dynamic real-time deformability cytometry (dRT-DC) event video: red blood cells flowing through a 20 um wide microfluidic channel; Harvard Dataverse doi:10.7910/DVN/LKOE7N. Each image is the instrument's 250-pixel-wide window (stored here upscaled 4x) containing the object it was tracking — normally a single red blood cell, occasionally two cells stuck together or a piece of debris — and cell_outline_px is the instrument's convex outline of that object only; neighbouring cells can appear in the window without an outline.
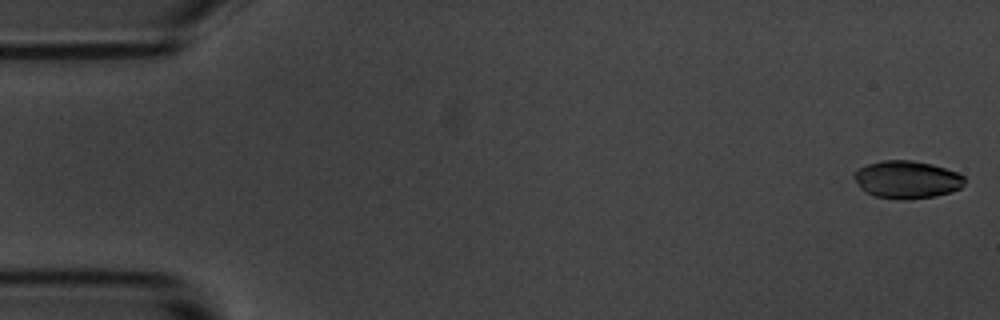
{"species": "common noctule bat (a hibernating species)", "species_latin": "Nyctalus noctula", "temperature_condition": "room temperature", "stored_images_in_passage": 56, "camera_frame_rate_fps": 3000, "um_per_image_px": 0.085, "animal": {"sex": "male", "body_mass_g": 20.1, "forearm_length_mm": 53.5}, "frame": {"image": 1, "passage_image": 1, "time_ms": 0.0, "image_size_px": [1000, 320], "cell_outline_px": [[964, 184], [960, 188], [952, 192], [936, 196], [904, 200], [876, 196], [864, 192], [860, 188], [852, 176], [852, 172], [868, 164], [880, 160], [912, 160], [932, 164], [956, 172], [964, 176]], "centroid_in_image_um": [77.06, 15.26], "position_along_channel_um": 7.9, "area_um2": 24.39}}
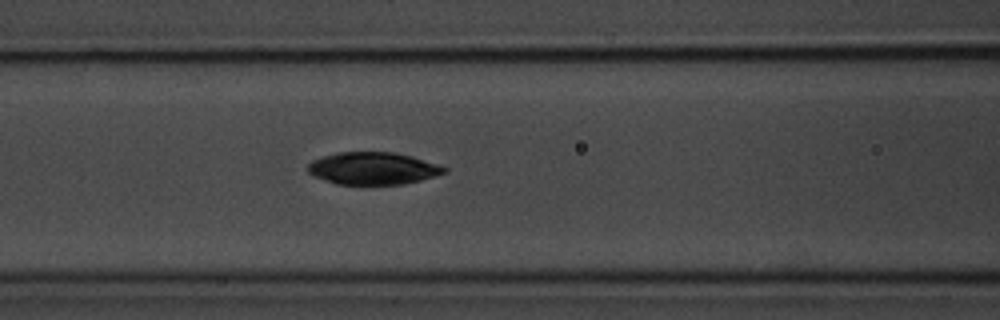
{"frame": {"image": 2, "passage_image": 23, "time_ms": 7.333, "image_size_px": [1000, 320], "cell_outline_px": [[448, 172], [436, 176], [404, 184], [336, 184], [312, 176], [308, 172], [308, 164], [312, 160], [324, 156], [340, 152], [396, 152], [412, 156], [448, 168]], "centroid_in_image_um": [31.71, 14.31], "position_along_channel_um": 134.9, "area_um2": 25.72}}
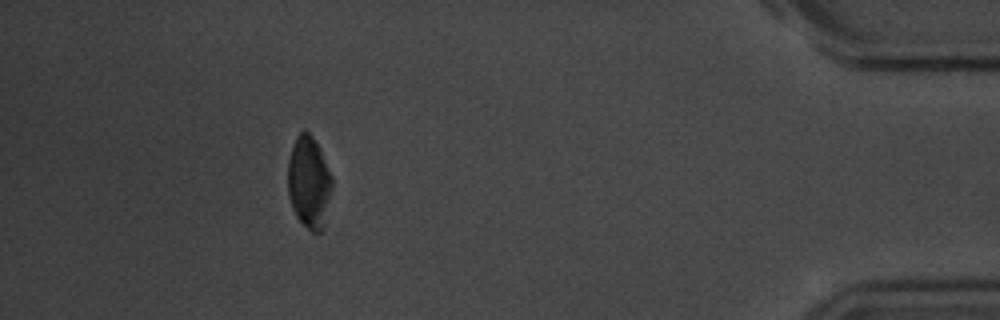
{"frame": {"image": 3, "passage_image": 51, "time_ms": 16.667, "image_size_px": [1000, 320], "cell_outline_px": [[332, 184], [324, 228], [320, 232], [312, 232], [296, 216], [292, 208], [288, 196], [288, 160], [296, 136], [304, 128], [312, 136], [332, 176]], "centroid_in_image_um": [26.25, 15.51], "position_along_channel_um": 409.0, "area_um2": 23.47}, "authors_computed_cell_mechanics": {"area_um2": 25.6343, "velocity_mm_per_s": 3.5328, "shape_relaxation_time_tau1_ms": 2.5068, "shape_relaxation_time_tau2_ms": null, "deformation_change_tau1": 0.0901, "deformation_change_tau2": null}}